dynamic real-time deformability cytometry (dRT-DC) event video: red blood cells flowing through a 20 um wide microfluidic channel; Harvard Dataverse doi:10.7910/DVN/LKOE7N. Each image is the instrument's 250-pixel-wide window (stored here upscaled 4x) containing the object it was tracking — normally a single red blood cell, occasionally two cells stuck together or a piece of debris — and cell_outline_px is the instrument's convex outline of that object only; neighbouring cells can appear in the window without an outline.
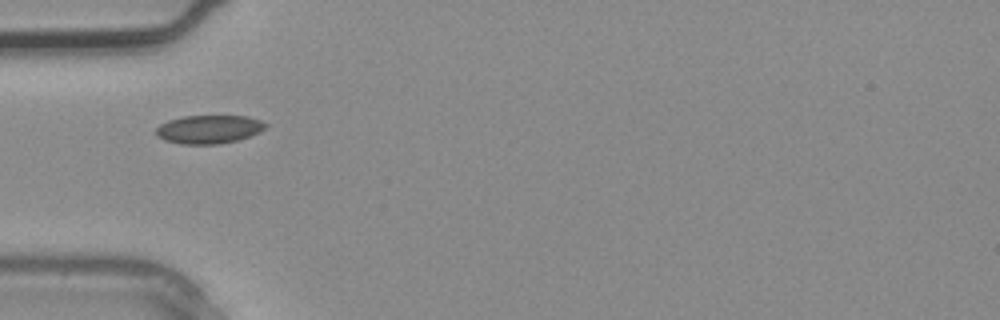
{"species": "common noctule bat (a hibernating species)", "species_latin": "Nyctalus noctula", "temperature_condition": "warm", "stored_images_in_passage": 2, "camera_frame_rate_fps": 3000, "um_per_image_px": 0.085, "animal": {"sex": "male", "body_mass_g": 20.4}, "frame": {"image": 1, "passage_image": 2, "time_ms": 0.333, "image_size_px": [1000, 320], "cell_outline_px": [[268, 124], [260, 132], [240, 140], [220, 144], [180, 144], [164, 140], [156, 136], [152, 132], [160, 124], [168, 120], [184, 116], [248, 116], [260, 120]], "centroid_in_image_um": [17.73, 11.0], "position_along_channel_um": 67.3, "area_um2": 18.44}}